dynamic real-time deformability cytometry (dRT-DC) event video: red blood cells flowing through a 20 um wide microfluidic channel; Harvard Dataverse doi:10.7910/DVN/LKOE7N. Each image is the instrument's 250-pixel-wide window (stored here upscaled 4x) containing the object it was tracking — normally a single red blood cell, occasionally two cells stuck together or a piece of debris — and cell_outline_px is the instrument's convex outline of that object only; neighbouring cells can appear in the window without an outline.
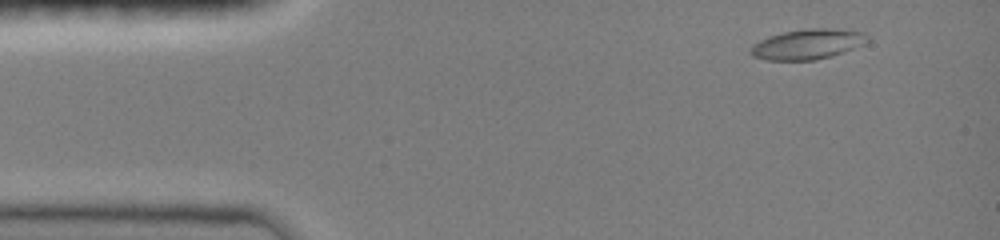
{"species": "common noctule bat (a hibernating species)", "species_latin": "Nyctalus noctula", "temperature_condition": "room temperature", "stored_images_in_passage": 6, "camera_frame_rate_fps": 3000, "um_per_image_px": 0.085, "animal": {"sex": "female", "body_mass_g": 19.0, "forearm_length_mm": 51.5}, "frame": {"image": 1, "passage_image": 1, "time_ms": 0.0, "image_size_px": [1000, 240], "cell_outline_px": [[868, 40], [864, 44], [832, 56], [816, 60], [768, 60], [752, 56], [748, 52], [748, 48], [752, 44], [768, 36], [784, 32], [808, 28], [828, 28], [864, 32], [868, 36]], "centroid_in_image_um": [68.6, 3.76], "position_along_channel_um": 16.4, "area_um2": 20.63}}
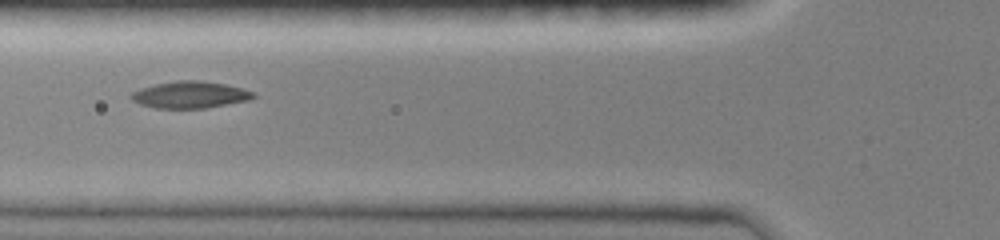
{"frame": {"image": 2, "passage_image": 5, "time_ms": 4.333, "image_size_px": [1000, 240], "cell_outline_px": [[256, 96], [252, 100], [204, 108], [156, 108], [140, 104], [132, 100], [128, 96], [132, 92], [140, 88], [156, 84], [176, 80], [200, 80], [224, 84], [256, 92]], "centroid_in_image_um": [16.16, 8.05], "position_along_channel_um": 109.6, "area_um2": 19.19}}
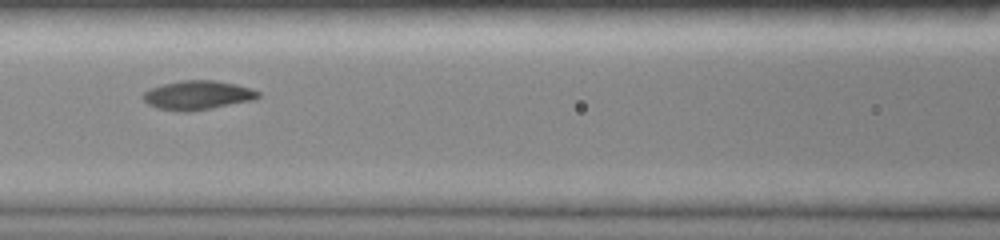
{"frame": {"image": 3, "passage_image": 6, "time_ms": 5.333, "image_size_px": [1000, 240], "cell_outline_px": [[260, 96], [256, 100], [212, 108], [188, 112], [184, 112], [156, 108], [148, 104], [140, 96], [144, 92], [152, 88], [164, 84], [180, 80], [212, 80], [236, 84], [252, 88], [260, 92]], "centroid_in_image_um": [16.82, 8.09], "position_along_channel_um": 149.8, "area_um2": 19.65}}